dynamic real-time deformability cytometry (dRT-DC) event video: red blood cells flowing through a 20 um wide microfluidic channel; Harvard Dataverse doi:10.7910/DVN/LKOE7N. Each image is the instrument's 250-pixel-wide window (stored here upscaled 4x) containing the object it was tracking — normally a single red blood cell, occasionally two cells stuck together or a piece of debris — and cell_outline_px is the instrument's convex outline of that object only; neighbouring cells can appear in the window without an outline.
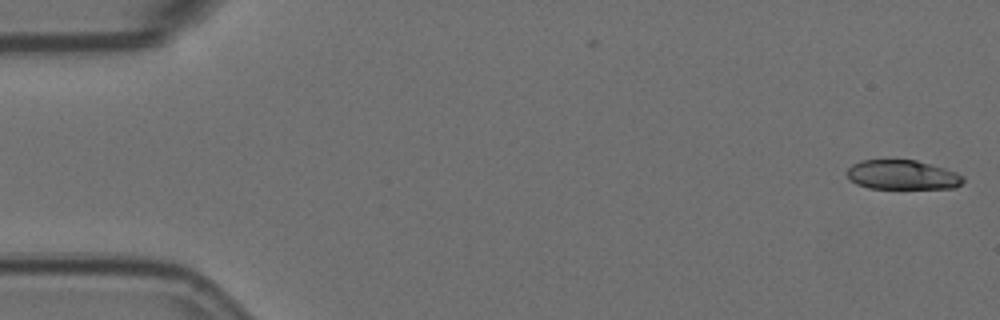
{"species": "Egyptian fruit bat (a non-hibernating species)", "species_latin": "Rousettus aegyptiacus", "temperature_condition": "room temperature", "stored_images_in_passage": 4, "camera_frame_rate_fps": 3000, "um_per_image_px": 0.085, "animal": {"sex": "female"}, "frame": {"image": 1, "passage_image": 1, "time_ms": 0.0, "image_size_px": [1000, 320], "cell_outline_px": [[964, 180], [956, 188], [868, 188], [856, 184], [848, 180], [848, 168], [852, 164], [860, 160], [916, 160], [944, 168], [956, 172], [964, 176]], "centroid_in_image_um": [76.69, 14.86], "position_along_channel_um": 8.3, "area_um2": 19.94}}